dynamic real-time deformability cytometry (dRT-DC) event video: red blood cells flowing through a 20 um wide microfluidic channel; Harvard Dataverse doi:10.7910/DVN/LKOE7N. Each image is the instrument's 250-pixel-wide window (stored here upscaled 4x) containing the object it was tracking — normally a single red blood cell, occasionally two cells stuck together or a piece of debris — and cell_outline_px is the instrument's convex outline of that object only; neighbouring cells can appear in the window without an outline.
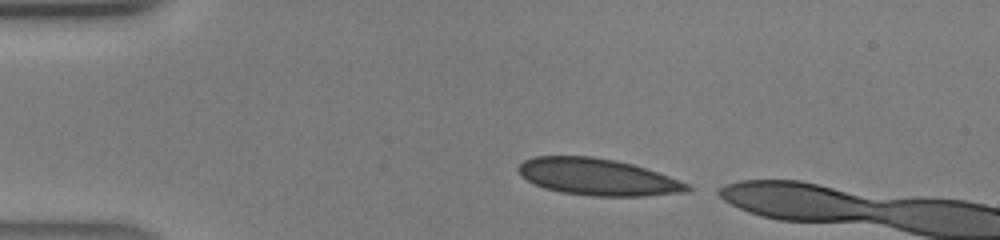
{"species": "human", "species_latin": "Homo sapiens", "temperature_condition": "warm", "stored_images_in_passage": 29, "camera_frame_rate_fps": 3000, "um_per_image_px": 0.085, "donor": {"sex": "male"}, "frame": {"image": 1, "passage_image": 1, "time_ms": 0.0, "image_size_px": [1000, 240], "cell_outline_px": [[692, 188], [688, 192], [644, 196], [592, 196], [560, 192], [544, 188], [520, 176], [516, 168], [524, 160], [532, 156], [592, 156], [616, 160], [632, 164], [680, 180], [688, 184]], "centroid_in_image_um": [50.77, 15.04], "position_along_channel_um": 34.2, "area_um2": 36.24}}
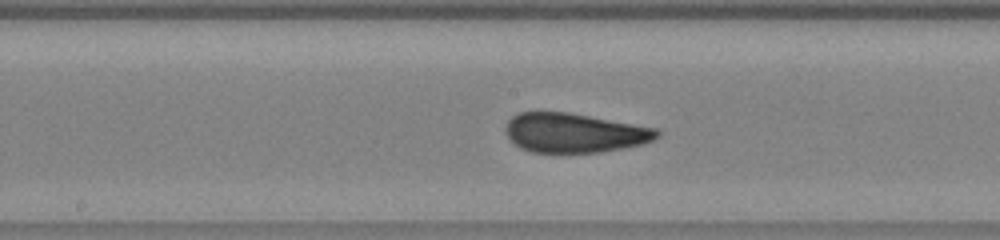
{"frame": {"image": 2, "passage_image": 14, "time_ms": 4.333, "image_size_px": [1000, 240], "cell_outline_px": [[660, 136], [652, 140], [640, 144], [600, 152], [532, 152], [520, 148], [508, 136], [504, 128], [508, 120], [512, 116], [520, 112], [568, 112], [656, 128], [660, 132]], "centroid_in_image_um": [48.79, 11.28], "position_along_channel_um": 199.4, "area_um2": 34.39}}
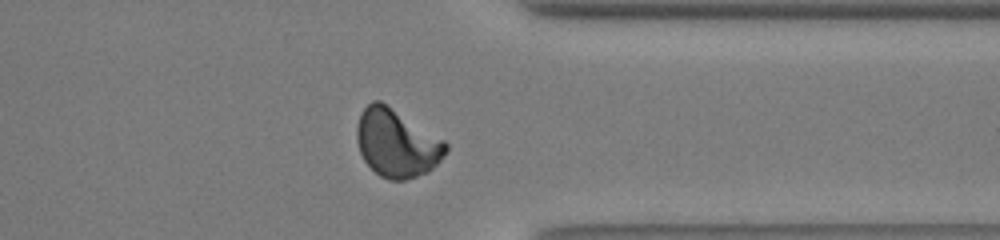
{"frame": {"image": 3, "passage_image": 25, "time_ms": 8.0, "image_size_px": [1000, 240], "cell_outline_px": [[448, 152], [428, 172], [404, 180], [388, 180], [380, 176], [364, 160], [360, 152], [356, 140], [356, 128], [360, 112], [372, 100], [380, 100], [444, 140], [448, 144]], "centroid_in_image_um": [33.7, 12.16], "position_along_channel_um": 377.7, "area_um2": 35.14}}